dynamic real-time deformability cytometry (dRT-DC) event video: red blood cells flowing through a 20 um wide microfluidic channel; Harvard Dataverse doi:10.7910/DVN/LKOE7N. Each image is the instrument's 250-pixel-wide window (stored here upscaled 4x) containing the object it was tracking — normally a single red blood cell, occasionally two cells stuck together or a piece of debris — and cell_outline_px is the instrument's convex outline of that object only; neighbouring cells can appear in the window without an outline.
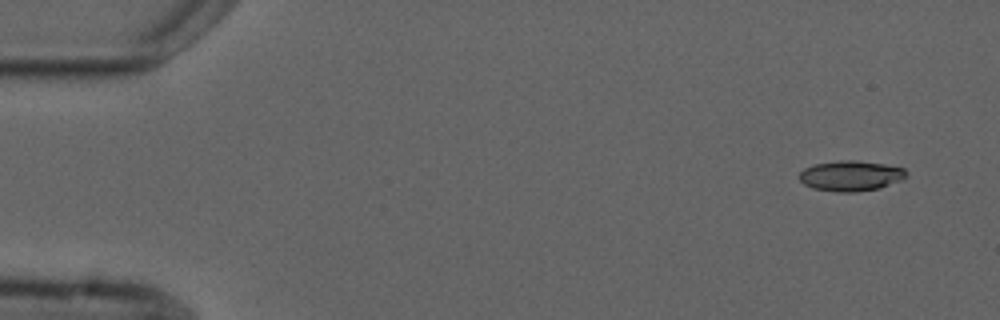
{"species": "common noctule bat (a hibernating species)", "species_latin": "Nyctalus noctula", "temperature_condition": "cold", "stored_images_in_passage": 4, "camera_frame_rate_fps": 3000, "um_per_image_px": 0.085, "animal": {"sex": "male", "forearm_length_mm": 52.5}, "frame": {"image": 1, "passage_image": 1, "time_ms": 0.0, "image_size_px": [1000, 320], "cell_outline_px": [[908, 176], [904, 180], [880, 188], [856, 192], [836, 192], [812, 188], [804, 184], [800, 180], [800, 172], [804, 168], [812, 164], [840, 160], [856, 160], [884, 164], [904, 168], [908, 172]], "centroid_in_image_um": [72.35, 14.94], "position_along_channel_um": 12.7, "area_um2": 19.25}}
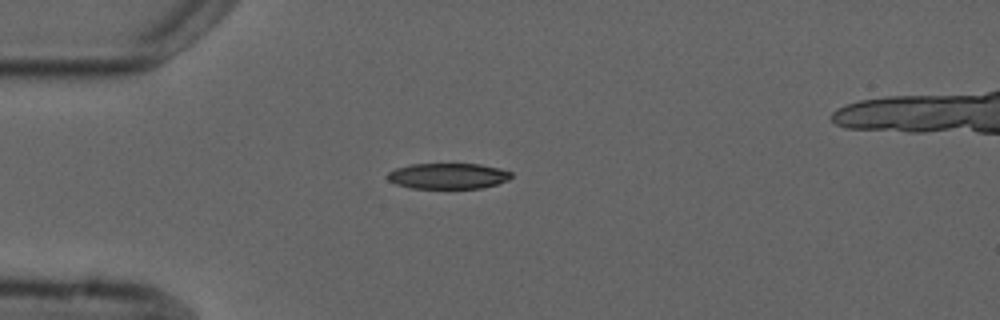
{"frame": {"image": 2, "passage_image": 4, "time_ms": 3.667, "image_size_px": [1000, 320], "cell_outline_px": [[512, 176], [508, 180], [484, 188], [412, 188], [396, 184], [388, 180], [384, 176], [388, 172], [396, 168], [408, 164], [480, 164], [500, 168], [512, 172]], "centroid_in_image_um": [38.06, 14.95], "position_along_channel_um": 46.9, "area_um2": 18.73}}